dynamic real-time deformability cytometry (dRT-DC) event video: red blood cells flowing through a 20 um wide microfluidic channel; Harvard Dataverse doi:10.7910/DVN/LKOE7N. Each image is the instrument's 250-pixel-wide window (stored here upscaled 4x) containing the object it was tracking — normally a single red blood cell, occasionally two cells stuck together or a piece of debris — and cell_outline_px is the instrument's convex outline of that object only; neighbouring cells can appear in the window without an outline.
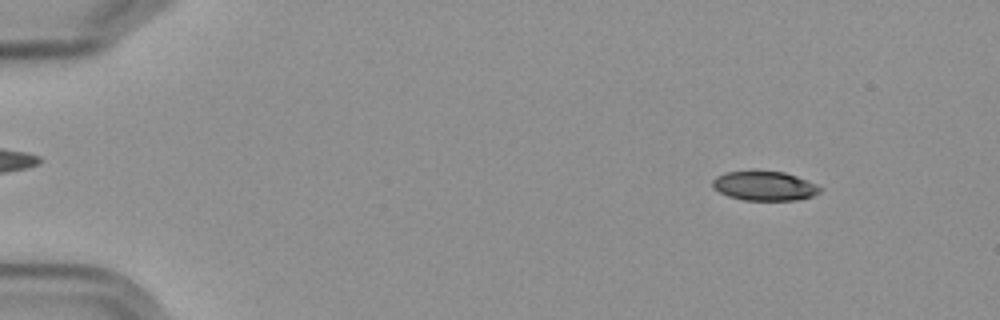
{"species": "Egyptian fruit bat (a non-hibernating species)", "species_latin": "Rousettus aegyptiacus", "temperature_condition": "cold", "stored_images_in_passage": 54, "camera_frame_rate_fps": 3000, "um_per_image_px": 0.085, "frame": {"image": 1, "passage_image": 4, "time_ms": 1.0, "image_size_px": [1000, 320], "cell_outline_px": [[824, 188], [820, 192], [812, 196], [796, 200], [744, 200], [728, 196], [712, 188], [712, 180], [716, 176], [724, 172], [784, 172], [796, 176], [816, 184]], "centroid_in_image_um": [64.98, 15.82], "position_along_channel_um": 20.0, "area_um2": 18.21}}
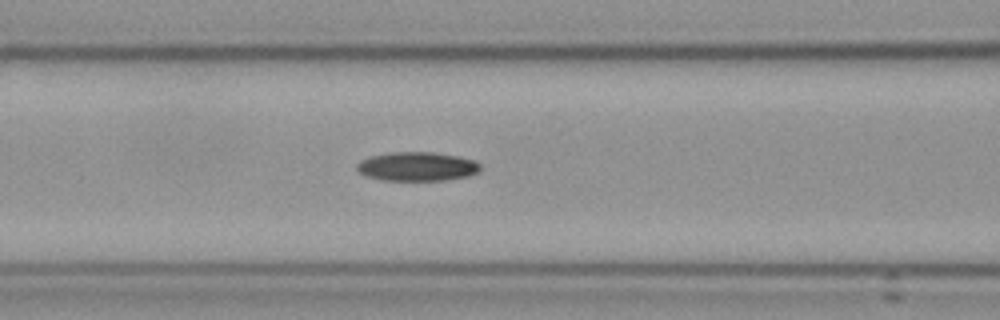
{"frame": {"image": 2, "passage_image": 22, "time_ms": 7.0, "image_size_px": [1000, 320], "cell_outline_px": [[480, 168], [476, 172], [468, 176], [448, 180], [380, 180], [368, 176], [360, 172], [356, 168], [356, 164], [360, 160], [368, 156], [388, 152], [432, 152], [456, 156], [472, 160], [480, 164]], "centroid_in_image_um": [35.4, 14.14], "position_along_channel_um": 131.2, "area_um2": 20.81}}
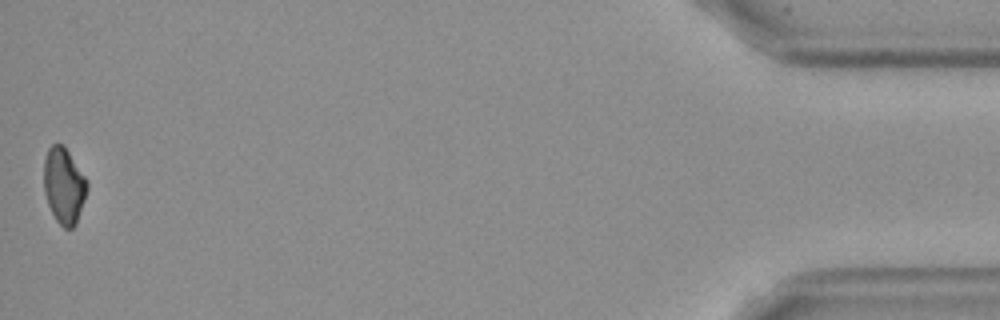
{"frame": {"image": 3, "passage_image": 54, "time_ms": 17.667, "image_size_px": [1000, 320], "cell_outline_px": [[88, 188], [76, 224], [72, 228], [64, 228], [56, 220], [48, 204], [44, 192], [44, 160], [48, 148], [52, 144], [64, 144], [88, 180]], "centroid_in_image_um": [5.44, 15.75], "position_along_channel_um": 429.8, "area_um2": 19.25}, "authors_computed_cell_mechanics": {"area_um2": 20.23, "velocity_mm_per_s": 3.6043, "shape_relaxation_time_tau1_ms": 4.7354, "shape_relaxation_time_tau2_ms": null, "deformation_change_tau1": 0.1035, "deformation_change_tau2": null}}